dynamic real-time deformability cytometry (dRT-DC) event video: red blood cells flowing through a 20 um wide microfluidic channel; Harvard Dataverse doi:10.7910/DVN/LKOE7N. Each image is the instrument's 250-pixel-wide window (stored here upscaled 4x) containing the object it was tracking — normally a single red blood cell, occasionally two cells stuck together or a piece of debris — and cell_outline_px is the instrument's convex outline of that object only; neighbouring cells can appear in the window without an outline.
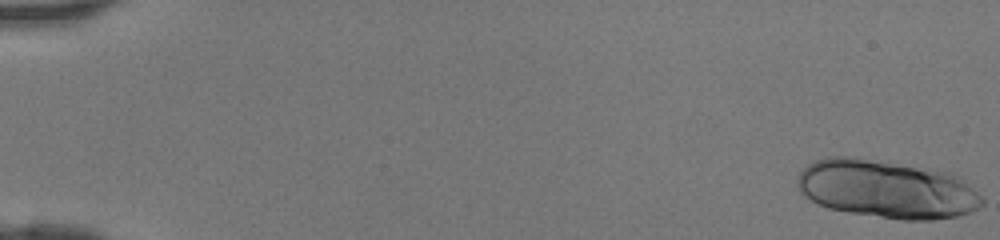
{"species": "human", "species_latin": "Homo sapiens", "temperature_condition": "room temperature", "stored_images_in_passage": 45, "segment_of_instrument_passage": [1, 2], "camera_frame_rate_fps": 3000, "um_per_image_px": 0.085, "donor": {"sex": "female"}, "frame": {"image": 1, "passage_image": 1, "time_ms": 0.0, "image_size_px": [1000, 240], "cell_outline_px": [[984, 204], [972, 212], [956, 216], [932, 220], [900, 220], [848, 212], [828, 208], [816, 204], [804, 196], [796, 188], [796, 180], [800, 172], [812, 160], [828, 156], [852, 156], [952, 172], [960, 176], [984, 200]], "centroid_in_image_um": [75.33, 16.07], "position_along_channel_um": 9.7, "area_um2": 63.29}}